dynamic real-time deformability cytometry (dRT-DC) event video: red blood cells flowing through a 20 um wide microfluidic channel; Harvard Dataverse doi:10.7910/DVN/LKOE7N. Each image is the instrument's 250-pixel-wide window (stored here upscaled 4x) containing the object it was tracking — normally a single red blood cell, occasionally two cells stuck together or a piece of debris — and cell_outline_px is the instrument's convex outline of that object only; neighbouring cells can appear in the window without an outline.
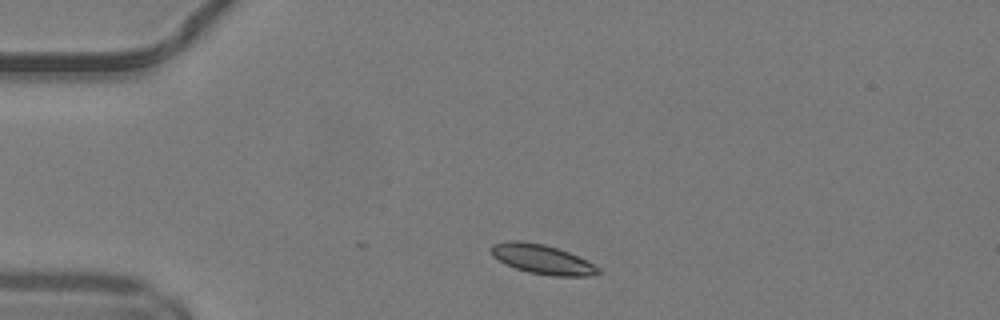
{"species": "common noctule bat (a hibernating species)", "species_latin": "Nyctalus noctula", "temperature_condition": "warm", "stored_images_in_passage": 17, "camera_frame_rate_fps": 3000, "um_per_image_px": 0.085, "animal": {"sex": "male", "body_mass_g": 19.2, "forearm_length_mm": 51.8}, "frame": {"image": 1, "passage_image": 1, "time_ms": 0.0, "image_size_px": [1000, 320], "cell_outline_px": [[604, 272], [592, 276], [552, 276], [528, 272], [516, 268], [492, 256], [492, 244], [508, 240], [520, 240], [544, 244], [568, 252], [588, 260], [600, 268]], "centroid_in_image_um": [46.15, 22.04], "position_along_channel_um": 38.8, "area_um2": 18.44}}
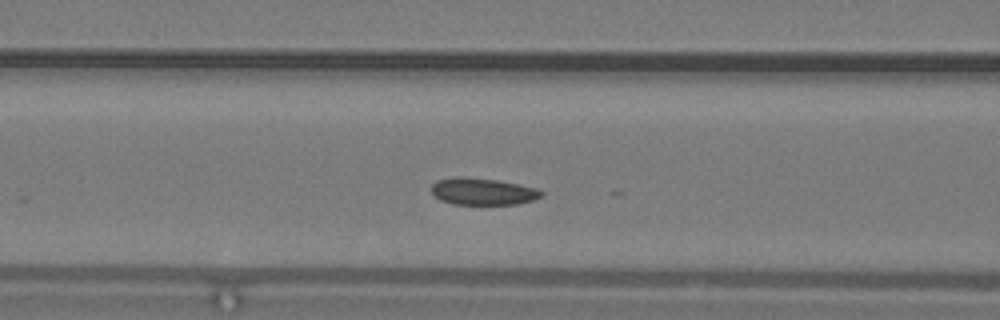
{"frame": {"image": 2, "passage_image": 10, "time_ms": 3.0, "image_size_px": [1000, 320], "cell_outline_px": [[544, 196], [532, 200], [516, 204], [452, 204], [440, 200], [432, 196], [432, 184], [436, 180], [456, 176], [464, 176], [496, 180], [540, 188], [544, 192]], "centroid_in_image_um": [41.03, 16.27], "position_along_channel_um": 125.6, "area_um2": 17.51}}
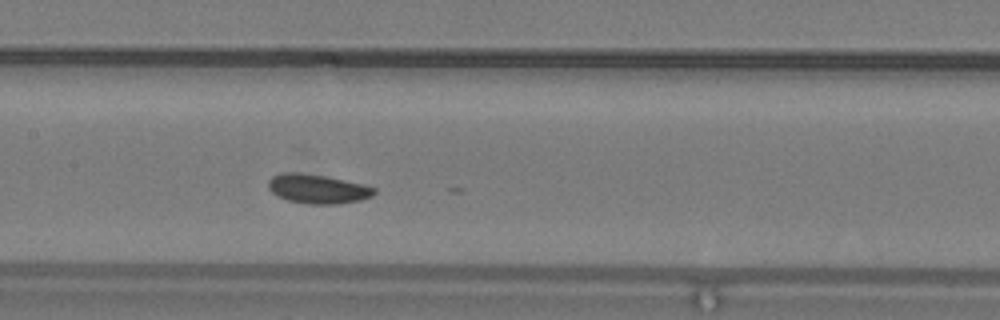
{"frame": {"image": 3, "passage_image": 14, "time_ms": 4.333, "image_size_px": [1000, 320], "cell_outline_px": [[376, 192], [372, 196], [360, 200], [340, 204], [308, 204], [288, 200], [272, 192], [268, 188], [268, 180], [272, 176], [284, 172], [300, 172], [324, 176], [364, 184], [376, 188]], "centroid_in_image_um": [27.01, 16.05], "position_along_channel_um": 180.4, "area_um2": 18.03}}